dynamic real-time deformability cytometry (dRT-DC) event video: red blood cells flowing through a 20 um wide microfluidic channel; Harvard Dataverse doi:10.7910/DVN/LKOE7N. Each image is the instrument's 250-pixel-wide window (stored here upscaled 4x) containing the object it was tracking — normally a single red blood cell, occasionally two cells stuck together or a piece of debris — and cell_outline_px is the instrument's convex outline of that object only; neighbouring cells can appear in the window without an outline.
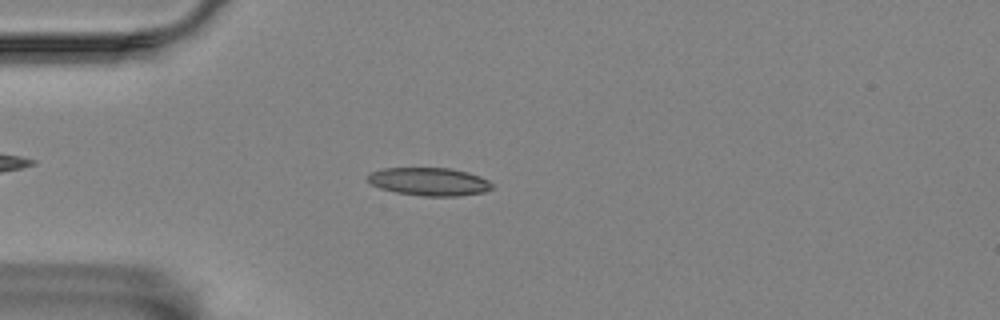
{"species": "Egyptian fruit bat (a non-hibernating species)", "species_latin": "Rousettus aegyptiacus", "temperature_condition": "room temperature", "stored_images_in_passage": 44, "camera_frame_rate_fps": 3000, "um_per_image_px": 0.085, "animal": {"sex": "female"}, "frame": {"image": 1, "passage_image": 3, "time_ms": 0.667, "image_size_px": [1000, 320], "cell_outline_px": [[496, 188], [484, 192], [460, 196], [424, 196], [396, 192], [380, 188], [372, 184], [368, 180], [368, 176], [372, 172], [384, 168], [448, 168], [468, 172], [480, 176], [488, 180]], "centroid_in_image_um": [36.54, 15.44], "position_along_channel_um": 48.5, "area_um2": 20.29}}
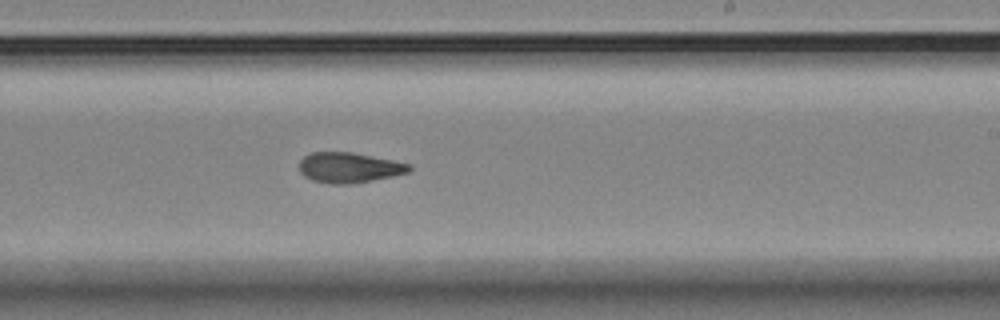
{"frame": {"image": 2, "passage_image": 22, "time_ms": 7.0, "image_size_px": [1000, 320], "cell_outline_px": [[412, 168], [408, 172], [392, 176], [352, 184], [328, 184], [312, 180], [304, 176], [300, 172], [300, 160], [304, 156], [312, 152], [352, 152], [412, 164]], "centroid_in_image_um": [29.66, 14.25], "position_along_channel_um": 259.3, "area_um2": 19.42}}
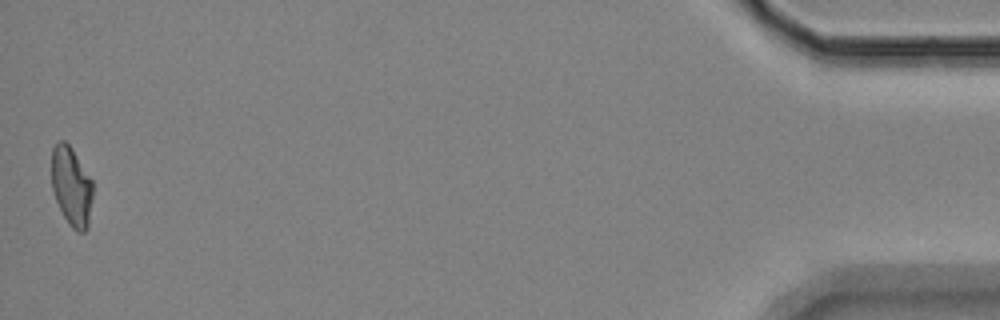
{"frame": {"image": 3, "passage_image": 44, "time_ms": 14.333, "image_size_px": [1000, 320], "cell_outline_px": [[92, 196], [88, 228], [84, 232], [76, 232], [68, 224], [56, 200], [52, 188], [52, 148], [60, 140], [64, 140], [72, 148], [92, 180]], "centroid_in_image_um": [6.08, 15.85], "position_along_channel_um": 429.1, "area_um2": 18.96}, "authors_computed_cell_mechanics": {"area_um2": 19.5942, "velocity_mm_per_s": 3.5288, "shape_relaxation_time_tau1_ms": null, "shape_relaxation_time_tau2_ms": 2.9898, "deformation_change_tau1": null, "deformation_change_tau2": 0.1048}}